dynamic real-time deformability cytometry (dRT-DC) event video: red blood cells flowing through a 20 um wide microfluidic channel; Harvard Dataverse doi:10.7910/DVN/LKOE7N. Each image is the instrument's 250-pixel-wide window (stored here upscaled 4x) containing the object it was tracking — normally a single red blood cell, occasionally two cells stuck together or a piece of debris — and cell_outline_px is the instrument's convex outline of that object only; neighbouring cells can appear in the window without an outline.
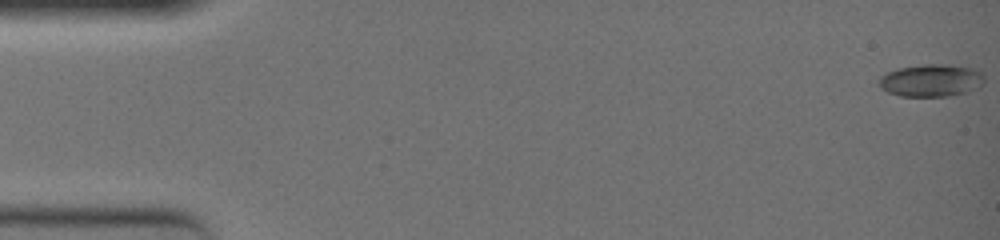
{"species": "common noctule bat (a hibernating species)", "species_latin": "Nyctalus noctula", "temperature_condition": "warm", "stored_images_in_passage": 50, "camera_frame_rate_fps": 3000, "um_per_image_px": 0.085, "animal": {"sex": "female", "body_mass_g": 19.0, "forearm_length_mm": 51.5}, "frame": {"image": 1, "passage_image": 1, "time_ms": 0.0, "image_size_px": [1000, 240], "cell_outline_px": [[984, 80], [980, 88], [968, 92], [948, 96], [900, 96], [888, 92], [880, 88], [880, 76], [896, 68], [924, 64], [948, 64], [980, 68], [984, 76]], "centroid_in_image_um": [79.22, 6.82], "position_along_channel_um": 5.8, "area_um2": 20.35}}
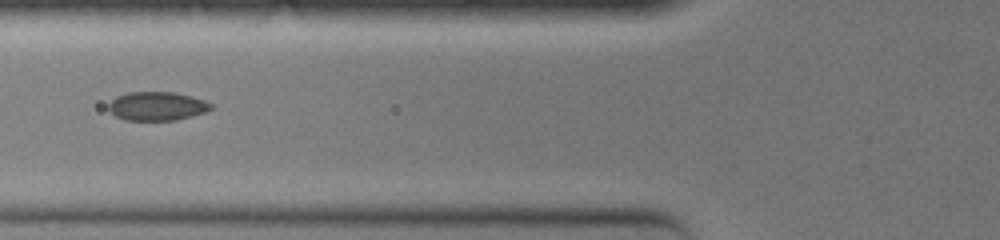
{"frame": {"image": 2, "passage_image": 21, "time_ms": 6.667, "image_size_px": [1000, 240], "cell_outline_px": [[212, 108], [204, 112], [192, 116], [176, 120], [124, 120], [116, 116], [108, 108], [108, 104], [116, 96], [128, 92], [172, 92], [192, 96], [204, 100], [212, 104]], "centroid_in_image_um": [13.34, 9.02], "position_along_channel_um": 112.5, "area_um2": 17.11}}
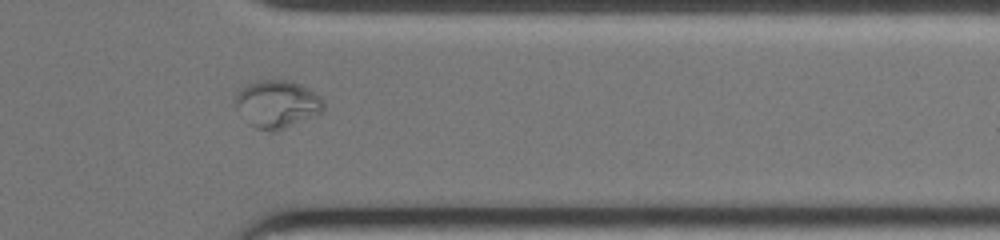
{"frame": {"image": 3, "passage_image": 42, "time_ms": 13.667, "image_size_px": [1000, 240], "cell_outline_px": [[324, 108], [320, 112], [312, 116], [276, 132], [272, 132], [256, 128], [248, 124], [236, 108], [232, 100], [236, 92], [240, 88], [256, 80], [272, 76], [292, 80], [320, 96], [324, 100]], "centroid_in_image_um": [23.48, 8.79], "position_along_channel_um": 387.9, "area_um2": 25.2}}